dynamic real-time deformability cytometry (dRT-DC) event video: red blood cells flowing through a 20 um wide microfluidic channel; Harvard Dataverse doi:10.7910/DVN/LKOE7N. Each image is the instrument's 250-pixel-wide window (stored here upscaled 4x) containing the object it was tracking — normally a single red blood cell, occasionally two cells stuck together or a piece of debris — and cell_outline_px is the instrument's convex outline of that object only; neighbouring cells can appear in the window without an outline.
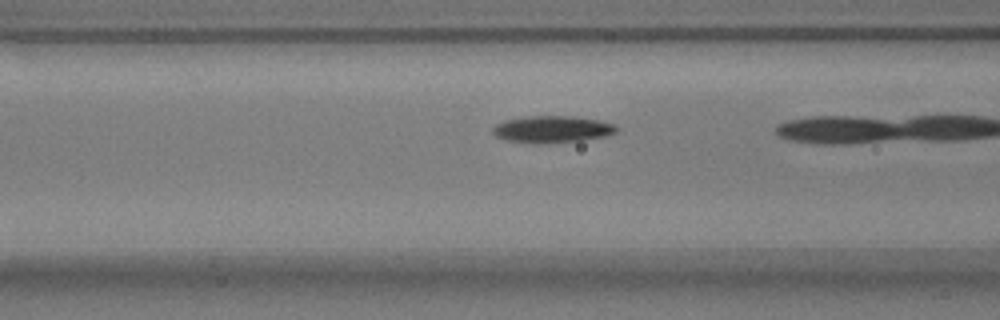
{"species": "common noctule bat (a hibernating species)", "species_latin": "Nyctalus noctula", "temperature_condition": "warm", "stored_images_in_passage": 20, "camera_frame_rate_fps": 3000, "um_per_image_px": 0.085, "animal": {"sex": "male", "body_mass_g": 17.9}, "frame": {"image": 1, "passage_image": 19, "time_ms": 6.0, "image_size_px": [1000, 320], "cell_outline_px": [[620, 128], [616, 132], [608, 136], [580, 140], [548, 144], [532, 144], [508, 140], [496, 136], [492, 132], [492, 128], [496, 124], [508, 120], [528, 116], [572, 116], [596, 120], [612, 124]], "centroid_in_image_um": [46.94, 11.0], "position_along_channel_um": 119.7, "area_um2": 19.36}}